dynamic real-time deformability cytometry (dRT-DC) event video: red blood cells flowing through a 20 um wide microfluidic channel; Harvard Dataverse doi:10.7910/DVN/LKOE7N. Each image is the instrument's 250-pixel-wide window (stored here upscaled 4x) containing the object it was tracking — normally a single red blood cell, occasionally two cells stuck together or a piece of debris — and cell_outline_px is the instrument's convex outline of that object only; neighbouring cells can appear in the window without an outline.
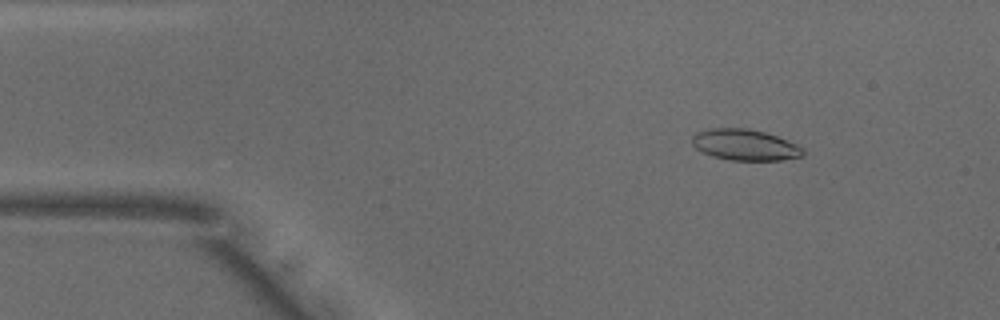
{"species": "common noctule bat (a hibernating species)", "species_latin": "Nyctalus noctula", "temperature_condition": "warm", "stored_images_in_passage": 36, "camera_frame_rate_fps": 3000, "um_per_image_px": 0.085, "animal": {"sex": "male", "body_mass_g": 18.8}, "frame": {"image": 1, "passage_image": 7, "time_ms": 2.0, "image_size_px": [1000, 320], "cell_outline_px": [[804, 152], [800, 156], [784, 160], [728, 160], [712, 156], [696, 148], [692, 144], [692, 136], [696, 132], [712, 128], [748, 128], [764, 132], [776, 136], [796, 144], [804, 148]], "centroid_in_image_um": [63.3, 12.31], "position_along_channel_um": 21.7, "area_um2": 20.0}}
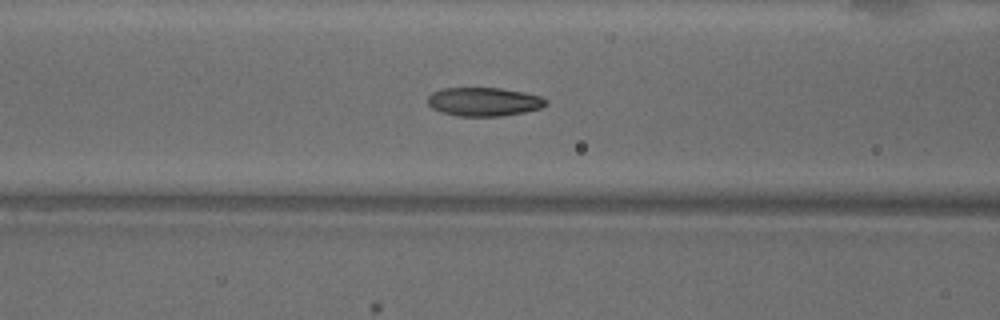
{"frame": {"image": 2, "passage_image": 20, "time_ms": 6.333, "image_size_px": [1000, 320], "cell_outline_px": [[548, 104], [540, 108], [524, 112], [500, 116], [456, 116], [440, 112], [432, 108], [428, 104], [428, 96], [432, 92], [440, 88], [500, 88], [524, 92], [540, 96], [548, 100]], "centroid_in_image_um": [41.11, 8.64], "position_along_channel_um": 125.5, "area_um2": 19.88}}
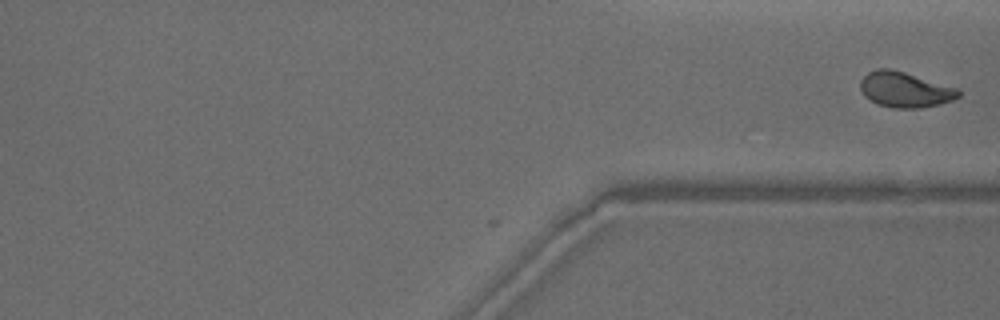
{"frame": {"image": 3, "passage_image": 36, "time_ms": 11.667, "image_size_px": [1000, 320], "cell_outline_px": [[960, 96], [952, 100], [940, 104], [920, 108], [892, 108], [876, 104], [864, 96], [860, 88], [860, 80], [868, 72], [876, 68], [888, 68], [904, 72], [956, 88], [960, 92]], "centroid_in_image_um": [76.87, 7.63], "position_along_channel_um": 334.5, "area_um2": 20.17}}